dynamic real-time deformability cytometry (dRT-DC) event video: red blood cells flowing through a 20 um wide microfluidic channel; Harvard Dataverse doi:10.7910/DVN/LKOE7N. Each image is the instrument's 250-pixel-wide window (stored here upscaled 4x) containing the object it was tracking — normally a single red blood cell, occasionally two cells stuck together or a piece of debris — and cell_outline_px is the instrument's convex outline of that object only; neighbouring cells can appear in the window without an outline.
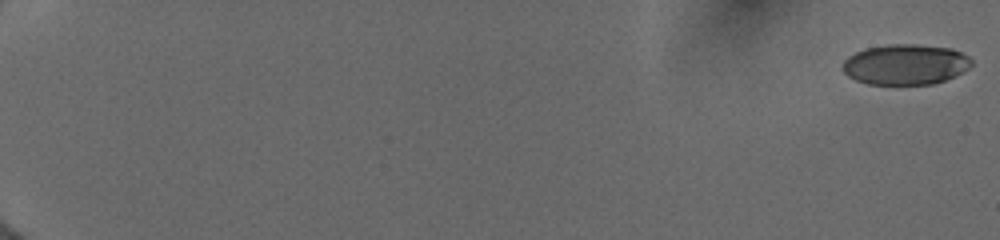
{"species": "human", "species_latin": "Homo sapiens", "temperature_condition": "cold", "stored_images_in_passage": 13, "camera_frame_rate_fps": 3000, "um_per_image_px": 0.085, "donor": {"sex": "female"}, "frame": {"image": 1, "passage_image": 1, "time_ms": 0.0, "image_size_px": [1000, 240], "cell_outline_px": [[972, 64], [968, 68], [944, 80], [932, 84], [868, 84], [856, 80], [848, 76], [840, 68], [844, 60], [848, 56], [864, 48], [888, 44], [916, 44], [952, 48], [968, 56], [972, 60]], "centroid_in_image_um": [76.91, 5.46], "position_along_channel_um": 8.1, "area_um2": 30.4}}